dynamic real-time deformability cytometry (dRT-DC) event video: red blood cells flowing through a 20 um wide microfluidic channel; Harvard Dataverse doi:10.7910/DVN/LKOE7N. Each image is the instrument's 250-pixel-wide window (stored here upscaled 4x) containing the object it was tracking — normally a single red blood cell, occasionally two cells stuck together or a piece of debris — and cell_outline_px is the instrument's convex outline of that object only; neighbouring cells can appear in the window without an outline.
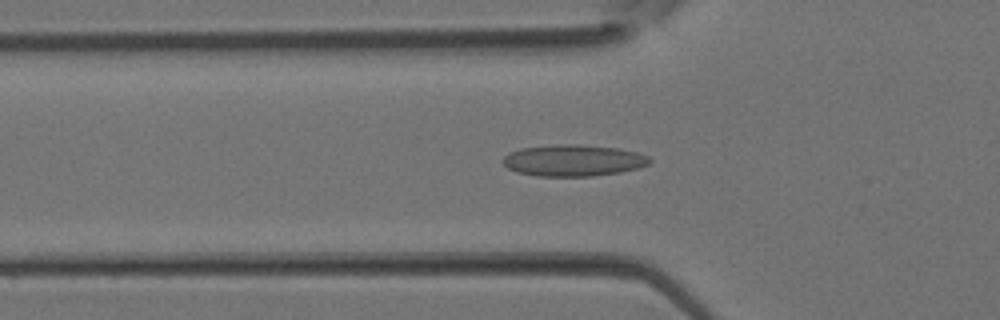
{"species": "Egyptian fruit bat (a non-hibernating species)", "species_latin": "Rousettus aegyptiacus", "temperature_condition": "room temperature", "stored_images_in_passage": 37, "camera_frame_rate_fps": 3000, "um_per_image_px": 0.085, "animal": {"sex": "female"}, "frame": {"image": 1, "passage_image": 12, "time_ms": 3.667, "image_size_px": [1000, 320], "cell_outline_px": [[652, 160], [648, 164], [640, 168], [620, 172], [592, 176], [536, 176], [516, 172], [508, 168], [500, 160], [508, 152], [520, 148], [556, 144], [576, 144], [616, 148], [636, 152], [648, 156]], "centroid_in_image_um": [48.69, 13.64], "position_along_channel_um": 77.1, "area_um2": 27.11}}
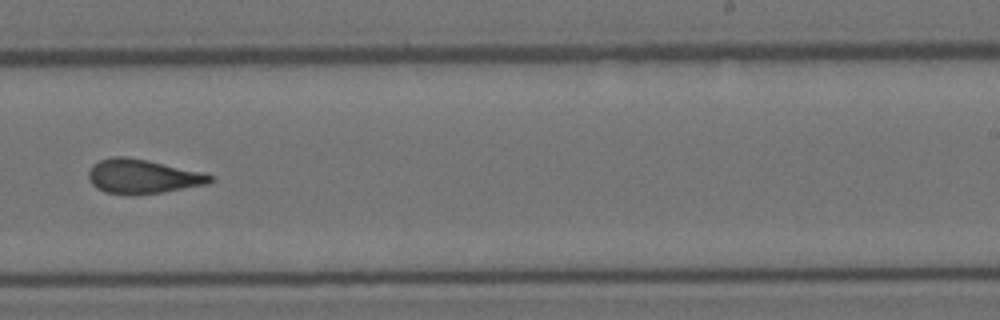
{"frame": {"image": 2, "passage_image": 23, "time_ms": 7.333, "image_size_px": [1000, 320], "cell_outline_px": [[212, 180], [208, 184], [160, 192], [132, 196], [128, 196], [104, 192], [96, 188], [88, 180], [88, 172], [92, 164], [100, 160], [112, 156], [124, 156], [148, 160], [204, 172], [212, 176]], "centroid_in_image_um": [12.07, 15.0], "position_along_channel_um": 276.9, "area_um2": 24.57}}
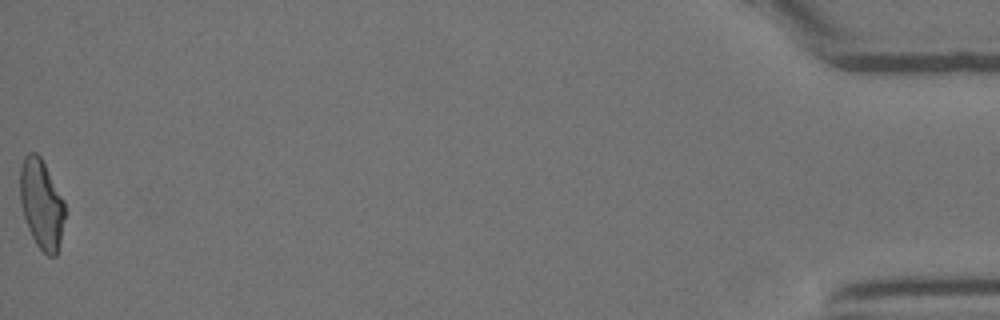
{"frame": {"image": 3, "passage_image": 37, "time_ms": 12.0, "image_size_px": [1000, 320], "cell_outline_px": [[64, 216], [60, 240], [56, 256], [48, 256], [36, 244], [28, 228], [20, 204], [20, 168], [24, 156], [28, 152], [36, 152], [40, 156], [64, 200]], "centroid_in_image_um": [3.5, 17.32], "position_along_channel_um": 431.7, "area_um2": 23.12}}